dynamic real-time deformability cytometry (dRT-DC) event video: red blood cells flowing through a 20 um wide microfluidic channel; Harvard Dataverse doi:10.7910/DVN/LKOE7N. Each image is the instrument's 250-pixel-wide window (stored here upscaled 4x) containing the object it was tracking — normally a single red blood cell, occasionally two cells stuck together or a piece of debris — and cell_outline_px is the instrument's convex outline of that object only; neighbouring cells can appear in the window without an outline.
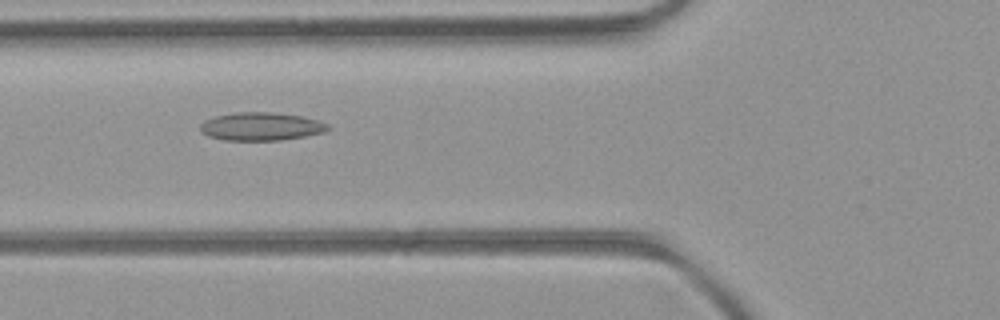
{"species": "common noctule bat (a hibernating species)", "species_latin": "Nyctalus noctula", "temperature_condition": "room temperature", "stored_images_in_passage": 38, "camera_frame_rate_fps": 3000, "um_per_image_px": 0.085, "animal": {"sex": "female", "body_mass_g": 21.9}, "frame": {"image": 1, "passage_image": 8, "time_ms": 2.333, "image_size_px": [1000, 320], "cell_outline_px": [[332, 128], [324, 132], [304, 136], [280, 140], [224, 140], [208, 136], [200, 132], [200, 124], [204, 120], [216, 116], [236, 112], [272, 112], [300, 116], [316, 120], [328, 124]], "centroid_in_image_um": [22.17, 10.75], "position_along_channel_um": 103.6, "area_um2": 20.87}}
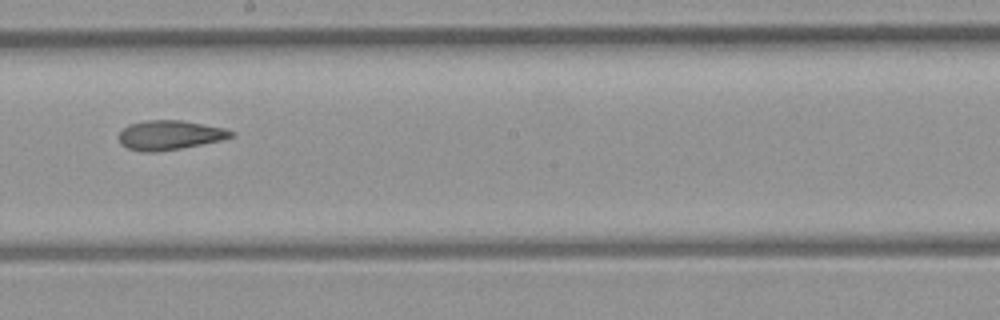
{"frame": {"image": 2, "passage_image": 17, "time_ms": 5.333, "image_size_px": [1000, 320], "cell_outline_px": [[236, 136], [220, 140], [180, 148], [156, 152], [144, 152], [128, 148], [120, 144], [120, 132], [128, 124], [148, 120], [180, 120], [224, 128], [236, 132]], "centroid_in_image_um": [14.43, 11.48], "position_along_channel_um": 233.8, "area_um2": 19.07}}
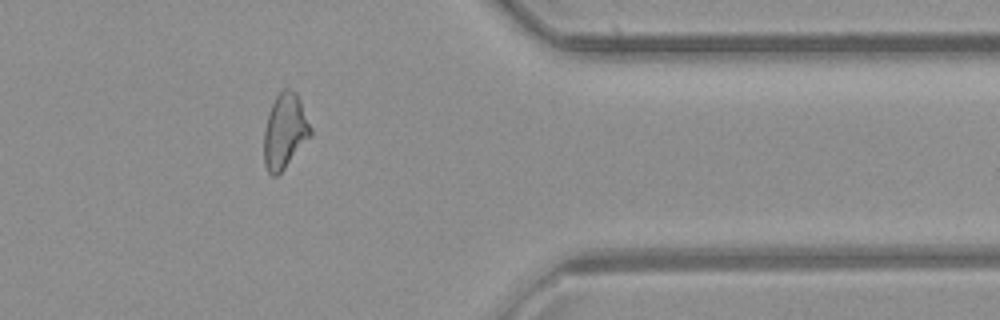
{"frame": {"image": 3, "passage_image": 29, "time_ms": 9.333, "image_size_px": [1000, 320], "cell_outline_px": [[312, 136], [284, 168], [276, 176], [272, 176], [268, 172], [264, 164], [264, 128], [272, 104], [276, 96], [284, 88], [288, 88], [296, 92], [300, 100], [312, 128]], "centroid_in_image_um": [24.22, 11.15], "position_along_channel_um": 387.2, "area_um2": 20.35}, "authors_computed_cell_mechanics": {"area_um2": 19.7676, "velocity_mm_per_s": 4.3249, "shape_relaxation_time_tau1_ms": null, "shape_relaxation_time_tau2_ms": 2.3598, "deformation_change_tau1": null, "deformation_change_tau2": 0.0943}}